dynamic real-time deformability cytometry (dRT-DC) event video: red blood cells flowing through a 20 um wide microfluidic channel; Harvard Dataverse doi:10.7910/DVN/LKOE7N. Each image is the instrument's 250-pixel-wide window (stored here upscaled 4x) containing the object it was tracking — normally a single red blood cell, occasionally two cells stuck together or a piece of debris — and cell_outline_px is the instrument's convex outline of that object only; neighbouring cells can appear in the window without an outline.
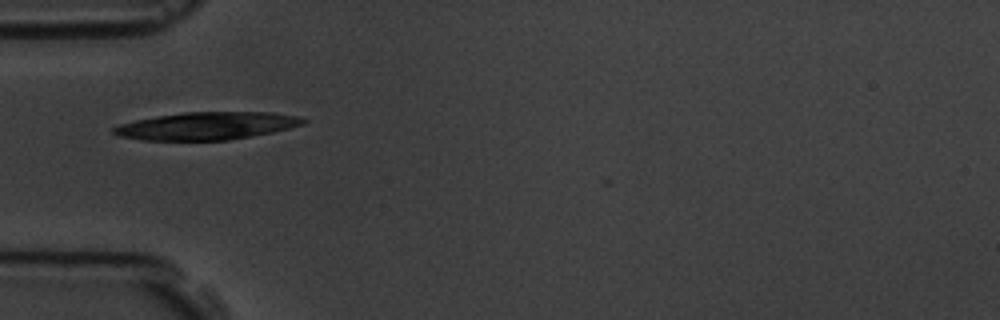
{"species": "common noctule bat (a hibernating species)", "species_latin": "Nyctalus noctula", "temperature_condition": "room temperature", "stored_images_in_passage": 6, "camera_frame_rate_fps": 3000, "um_per_image_px": 0.085, "animal": {"sex": "male", "body_mass_g": 19.5, "forearm_length_mm": 54.6}, "frame": {"image": 1, "passage_image": 4, "time_ms": 3.667, "image_size_px": [1000, 320], "cell_outline_px": [[308, 120], [304, 124], [272, 132], [252, 136], [228, 140], [144, 140], [120, 136], [112, 132], [112, 128], [120, 124], [136, 120], [184, 112], [272, 112], [296, 116]], "centroid_in_image_um": [17.59, 10.7], "position_along_channel_um": 67.4, "area_um2": 30.23}}
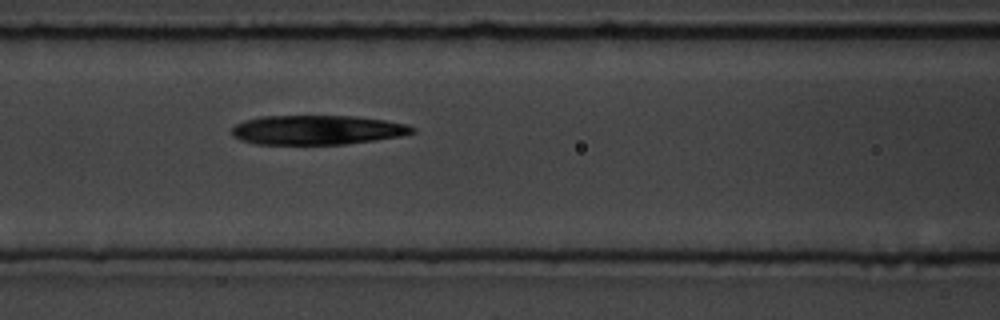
{"frame": {"image": 2, "passage_image": 6, "time_ms": 5.667, "image_size_px": [1000, 320], "cell_outline_px": [[416, 132], [400, 136], [376, 140], [348, 144], [256, 144], [240, 140], [232, 136], [232, 128], [236, 124], [244, 120], [260, 116], [356, 116], [384, 120], [408, 124], [416, 128]], "centroid_in_image_um": [26.97, 11.04], "position_along_channel_um": 139.6, "area_um2": 31.15}}